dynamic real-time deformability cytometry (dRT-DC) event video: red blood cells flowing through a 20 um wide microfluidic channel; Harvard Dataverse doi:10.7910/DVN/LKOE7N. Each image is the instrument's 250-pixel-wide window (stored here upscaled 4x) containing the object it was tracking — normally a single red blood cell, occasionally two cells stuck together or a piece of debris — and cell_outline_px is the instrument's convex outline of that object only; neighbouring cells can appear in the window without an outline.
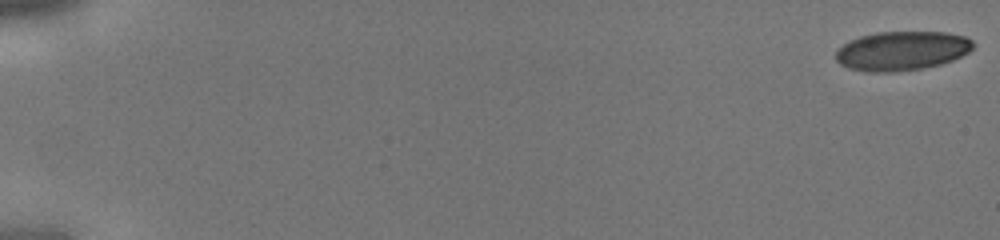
{"species": "human", "species_latin": "Homo sapiens", "temperature_condition": "cold", "stored_images_in_passage": 44, "camera_frame_rate_fps": 3000, "um_per_image_px": 0.085, "donor": {"sex": "male"}, "frame": {"image": 1, "passage_image": 1, "time_ms": 0.0, "image_size_px": [1000, 240], "cell_outline_px": [[976, 44], [968, 52], [952, 60], [940, 64], [920, 68], [896, 72], [868, 72], [848, 68], [840, 64], [836, 60], [836, 52], [844, 44], [860, 36], [876, 32], [944, 32], [964, 36], [972, 40]], "centroid_in_image_um": [76.66, 4.32], "position_along_channel_um": 8.3, "area_um2": 31.21}}
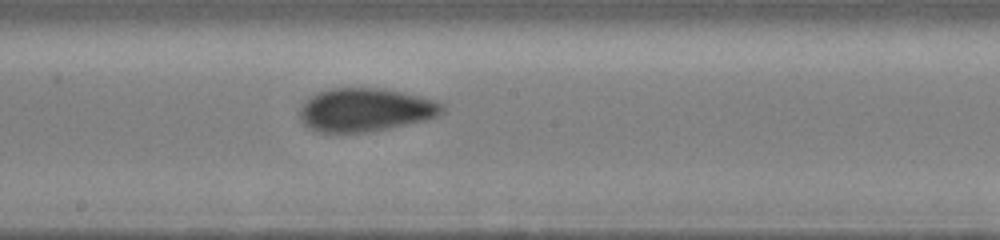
{"frame": {"image": 2, "passage_image": 26, "time_ms": 8.333, "image_size_px": [1000, 240], "cell_outline_px": [[444, 112], [428, 120], [368, 132], [316, 132], [308, 128], [300, 120], [300, 108], [312, 96], [320, 92], [332, 88], [372, 88], [404, 92], [432, 100], [444, 104]], "centroid_in_image_um": [31.06, 9.35], "position_along_channel_um": 217.1, "area_um2": 35.72}}
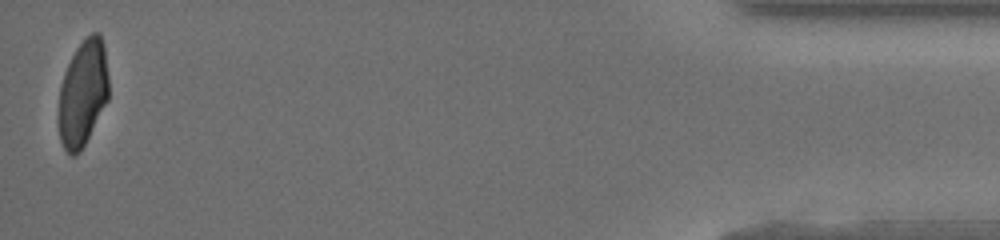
{"frame": {"image": 3, "passage_image": 44, "time_ms": 14.333, "image_size_px": [1000, 240], "cell_outline_px": [[108, 100], [80, 152], [76, 156], [72, 156], [64, 148], [60, 140], [56, 120], [60, 84], [64, 72], [76, 48], [92, 32], [100, 32], [104, 44], [108, 76]], "centroid_in_image_um": [7.01, 7.95], "position_along_channel_um": 428.2, "area_um2": 31.44}}